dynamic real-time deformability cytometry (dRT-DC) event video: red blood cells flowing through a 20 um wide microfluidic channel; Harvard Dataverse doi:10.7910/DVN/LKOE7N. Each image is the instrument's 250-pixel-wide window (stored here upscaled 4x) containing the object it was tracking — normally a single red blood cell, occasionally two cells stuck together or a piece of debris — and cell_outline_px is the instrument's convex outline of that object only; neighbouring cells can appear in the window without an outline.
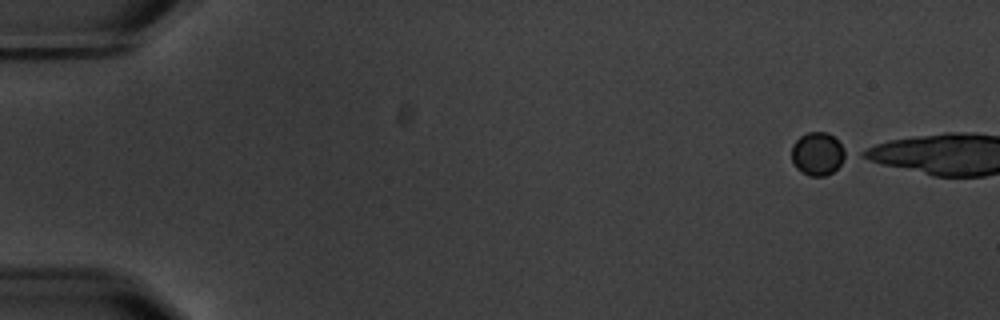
{"species": "common noctule bat (a hibernating species)", "species_latin": "Nyctalus noctula", "temperature_condition": "warm", "stored_images_in_passage": 2, "camera_frame_rate_fps": 3000, "um_per_image_px": 0.085, "animal": {"sex": "male", "body_mass_g": 20.1, "forearm_length_mm": 53.5}, "frame": {"image": 1, "passage_image": 1, "time_ms": 0.0, "image_size_px": [1000, 320], "cell_outline_px": [[852, 156], [832, 172], [824, 176], [808, 176], [800, 172], [796, 168], [792, 160], [792, 144], [800, 136], [808, 132], [828, 132], [852, 152]], "centroid_in_image_um": [69.59, 13.07], "position_along_channel_um": 15.4, "area_um2": 14.28}}